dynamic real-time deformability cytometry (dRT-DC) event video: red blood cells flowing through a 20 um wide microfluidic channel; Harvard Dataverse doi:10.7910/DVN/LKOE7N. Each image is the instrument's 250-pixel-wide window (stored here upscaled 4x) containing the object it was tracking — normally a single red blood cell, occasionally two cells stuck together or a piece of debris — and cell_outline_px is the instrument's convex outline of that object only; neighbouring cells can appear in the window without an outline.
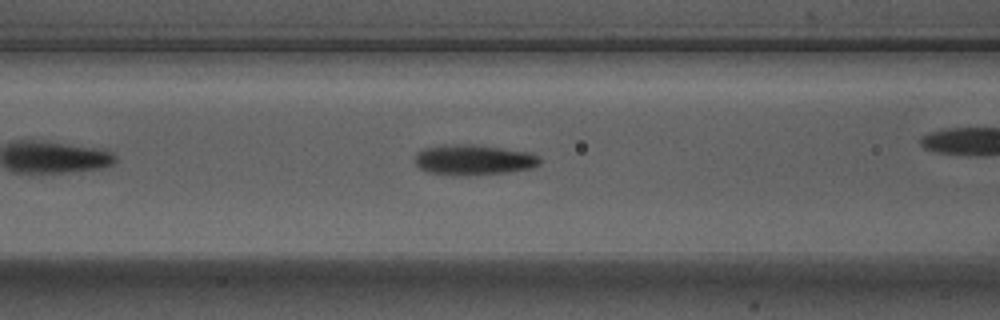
{"species": "Egyptian fruit bat (a non-hibernating species)", "species_latin": "Rousettus aegyptiacus", "temperature_condition": "warm", "stored_images_in_passage": 38, "camera_frame_rate_fps": 3000, "um_per_image_px": 0.085, "animal": {"sex": "male"}, "frame": {"image": 1, "passage_image": 7, "time_ms": 2.0, "image_size_px": [1000, 320], "cell_outline_px": [[540, 164], [532, 168], [508, 172], [468, 176], [452, 176], [428, 172], [420, 168], [416, 164], [416, 152], [424, 148], [444, 144], [472, 144], [504, 148], [528, 152], [536, 156], [540, 160]], "centroid_in_image_um": [40.22, 13.59], "position_along_channel_um": 126.4, "area_um2": 22.37}}
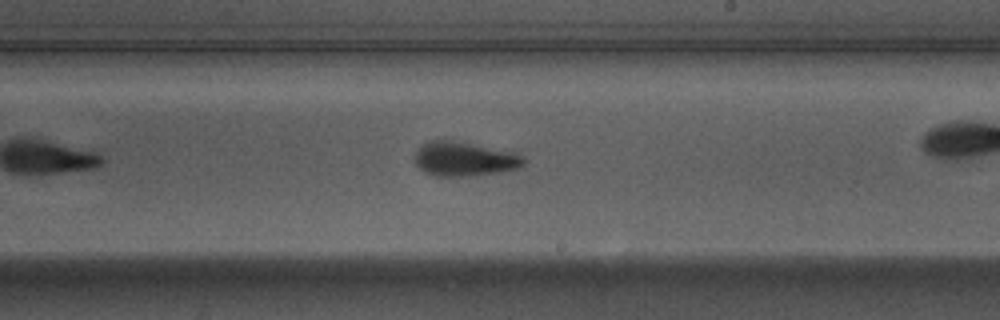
{"frame": {"image": 2, "passage_image": 17, "time_ms": 5.333, "image_size_px": [1000, 320], "cell_outline_px": [[528, 160], [520, 168], [500, 172], [468, 176], [436, 176], [424, 172], [416, 164], [416, 148], [428, 140], [448, 140], [512, 152]], "centroid_in_image_um": [39.45, 13.53], "position_along_channel_um": 249.6, "area_um2": 21.5}, "authors_computed_cell_mechanics": {"area_um2": 21.4727, "velocity_mm_per_s": 3.7029, "shape_relaxation_time_tau1_ms": 3.7439, "shape_relaxation_time_tau2_ms": 1.6071, "deformation_change_tau1": 0.1915, "deformation_change_tau2": 0.0872}}